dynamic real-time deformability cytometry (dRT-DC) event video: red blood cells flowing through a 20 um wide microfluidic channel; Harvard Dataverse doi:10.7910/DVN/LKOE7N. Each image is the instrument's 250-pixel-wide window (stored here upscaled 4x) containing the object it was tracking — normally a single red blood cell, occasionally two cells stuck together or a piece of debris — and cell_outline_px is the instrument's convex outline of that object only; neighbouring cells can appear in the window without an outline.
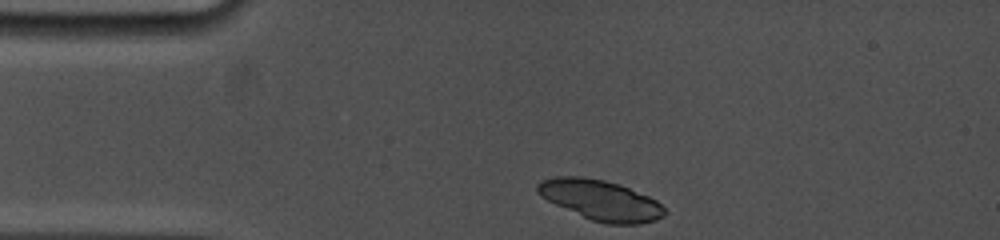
{"species": "common noctule bat (a hibernating species)", "species_latin": "Nyctalus noctula", "temperature_condition": "cold", "stored_images_in_passage": 2, "camera_frame_rate_fps": 5000, "um_per_image_px": 0.085, "animal": {"sex": "female", "body_mass_g": 19.0, "forearm_length_mm": 53.3}, "frame": {"image": 1, "passage_image": 1, "time_ms": 0.0, "image_size_px": [1000, 240], "cell_outline_px": [[668, 212], [664, 216], [656, 220], [640, 224], [608, 224], [592, 220], [556, 204], [540, 196], [536, 192], [536, 184], [540, 180], [552, 176], [580, 176], [604, 180], [620, 184], [648, 196], [656, 200]], "centroid_in_image_um": [51.04, 17.0], "position_along_channel_um": 34.0, "area_um2": 29.82}}